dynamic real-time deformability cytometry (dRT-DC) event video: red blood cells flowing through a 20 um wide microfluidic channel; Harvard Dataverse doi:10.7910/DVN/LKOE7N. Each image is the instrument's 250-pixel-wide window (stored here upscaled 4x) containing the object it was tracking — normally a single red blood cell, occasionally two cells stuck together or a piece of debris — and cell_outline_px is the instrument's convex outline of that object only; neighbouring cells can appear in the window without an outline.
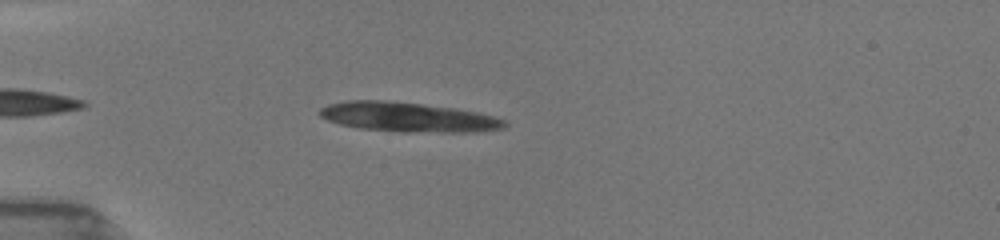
{"species": "common noctule bat (a hibernating species)", "species_latin": "Nyctalus noctula", "temperature_condition": "room temperature", "stored_images_in_passage": 69, "camera_frame_rate_fps": 3000, "um_per_image_px": 0.085, "animal": {"sex": "female", "body_mass_g": 19.5, "forearm_length_mm": 54.1}, "frame": {"image": 1, "passage_image": 6, "time_ms": 1.0, "image_size_px": [1000, 240], "cell_outline_px": [[504, 124], [500, 128], [464, 132], [400, 132], [364, 128], [340, 124], [328, 120], [320, 116], [320, 108], [328, 104], [348, 100], [380, 100], [420, 104], [476, 112], [492, 116], [504, 120]], "centroid_in_image_um": [34.58, 9.95], "position_along_channel_um": 50.4, "area_um2": 30.98}}
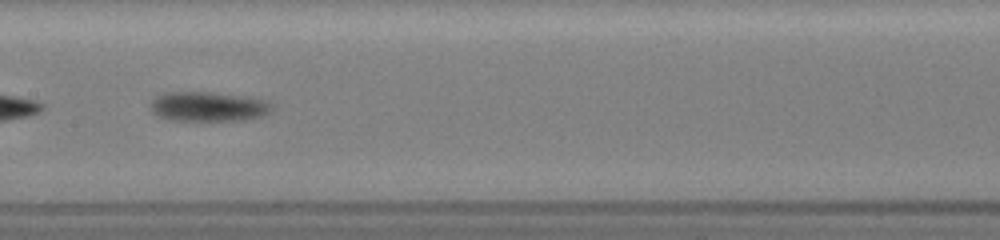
{"frame": {"image": 2, "passage_image": 27, "time_ms": 5.333, "image_size_px": [1000, 240], "cell_outline_px": [[272, 108], [268, 112], [260, 116], [244, 120], [172, 120], [160, 116], [152, 112], [152, 100], [156, 96], [164, 92], [208, 92], [240, 96], [268, 100], [272, 104]], "centroid_in_image_um": [17.7, 9.05], "position_along_channel_um": 189.7, "area_um2": 20.63}}
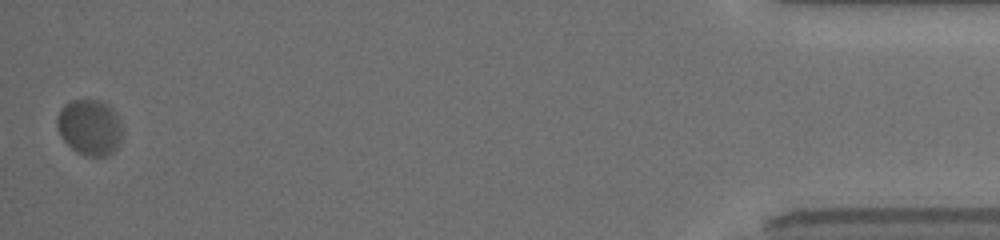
{"frame": {"image": 3, "passage_image": 69, "time_ms": 13.667, "image_size_px": [1000, 240], "cell_outline_px": [[120, 144], [108, 156], [88, 156], [76, 152], [64, 140], [56, 124], [60, 108], [64, 104], [72, 100], [100, 100], [108, 104], [112, 108], [116, 116], [120, 128]], "centroid_in_image_um": [7.6, 10.81], "position_along_channel_um": 427.6, "area_um2": 20.92}, "authors_computed_cell_mechanics": {"area_um2": 19.941, "velocity_mm_per_s": 3.844, "shape_relaxation_time_tau1_ms": 3.3383, "shape_relaxation_time_tau2_ms": null, "deformation_change_tau1": 0.1324, "deformation_change_tau2": null}}